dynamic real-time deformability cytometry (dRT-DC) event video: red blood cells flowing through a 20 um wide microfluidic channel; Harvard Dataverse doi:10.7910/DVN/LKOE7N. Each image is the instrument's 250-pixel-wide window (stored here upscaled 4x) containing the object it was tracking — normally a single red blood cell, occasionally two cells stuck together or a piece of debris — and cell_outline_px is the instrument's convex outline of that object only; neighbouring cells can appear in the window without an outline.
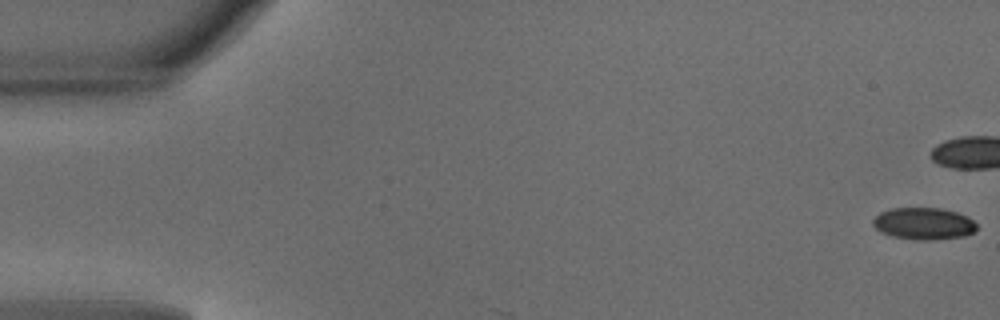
{"species": "common noctule bat (a hibernating species)", "species_latin": "Nyctalus noctula", "temperature_condition": "warm", "stored_images_in_passage": 5, "camera_frame_rate_fps": 3000, "um_per_image_px": 0.085, "animal": {"sex": "male", "body_mass_g": 18.8}, "frame": {"image": 1, "passage_image": 1, "time_ms": 0.0, "image_size_px": [1000, 320], "cell_outline_px": [[976, 228], [972, 232], [964, 236], [932, 240], [916, 240], [892, 236], [880, 232], [872, 224], [872, 220], [880, 212], [892, 208], [940, 208], [956, 212], [968, 216], [976, 224]], "centroid_in_image_um": [78.49, 19.0], "position_along_channel_um": 6.5, "area_um2": 19.31}}